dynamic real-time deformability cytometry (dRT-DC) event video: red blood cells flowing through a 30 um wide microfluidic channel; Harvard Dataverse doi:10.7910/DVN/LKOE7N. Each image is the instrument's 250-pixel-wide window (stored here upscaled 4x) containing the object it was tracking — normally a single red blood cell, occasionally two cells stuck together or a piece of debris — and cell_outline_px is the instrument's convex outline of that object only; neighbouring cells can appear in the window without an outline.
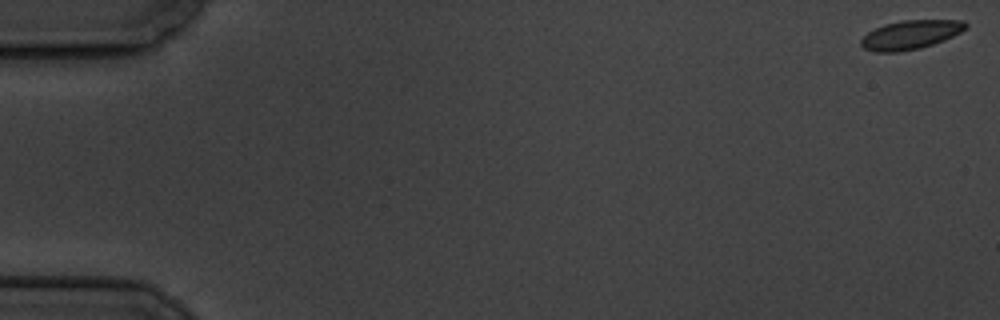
{"species": "common noctule bat (a hibernating species)", "species_latin": "Nyctalus noctula", "temperature_condition": "cold", "stored_images_in_passage": 57, "camera_frame_rate_fps": 3000, "um_per_image_px": 0.085, "animal": {"sex": "male", "body_mass_g": 19.5, "forearm_length_mm": 54.6}, "frame": {"image": 1, "passage_image": 1, "time_ms": 0.0, "image_size_px": [1000, 320], "cell_outline_px": [[968, 28], [944, 40], [920, 48], [900, 52], [876, 52], [864, 48], [860, 44], [860, 40], [868, 32], [884, 24], [904, 20], [964, 20], [968, 24]], "centroid_in_image_um": [77.4, 2.95], "position_along_channel_um": 7.6, "area_um2": 17.63}}
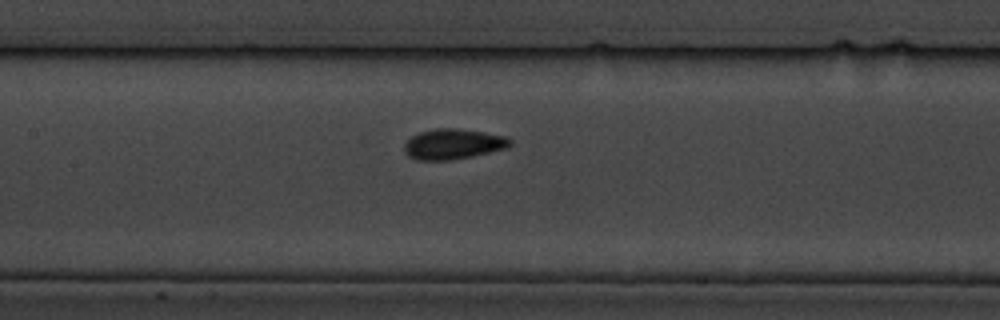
{"frame": {"image": 2, "passage_image": 28, "time_ms": 9.0, "image_size_px": [1000, 320], "cell_outline_px": [[512, 144], [508, 148], [472, 156], [448, 160], [416, 160], [408, 156], [404, 152], [404, 144], [412, 136], [420, 132], [436, 128], [456, 128], [484, 132], [508, 136], [512, 140]], "centroid_in_image_um": [38.54, 12.24], "position_along_channel_um": 168.9, "area_um2": 18.84}}
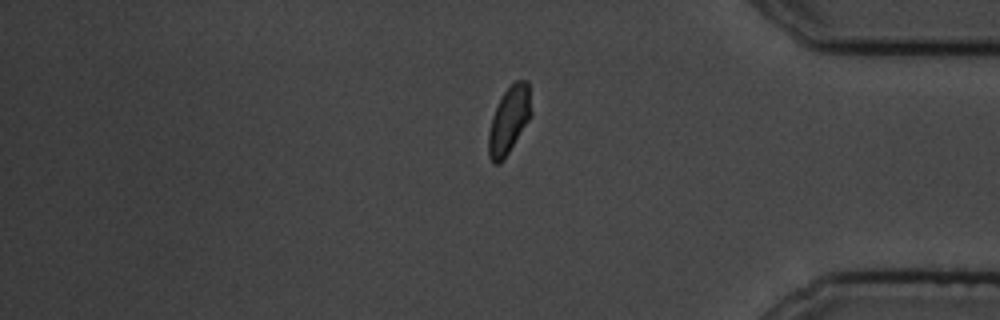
{"frame": {"image": 3, "passage_image": 49, "time_ms": 16.0, "image_size_px": [1000, 320], "cell_outline_px": [[532, 116], [500, 164], [492, 164], [488, 156], [488, 132], [492, 116], [504, 92], [516, 80], [528, 80], [532, 112]], "centroid_in_image_um": [43.27, 10.22], "position_along_channel_um": 391.9, "area_um2": 16.7}}